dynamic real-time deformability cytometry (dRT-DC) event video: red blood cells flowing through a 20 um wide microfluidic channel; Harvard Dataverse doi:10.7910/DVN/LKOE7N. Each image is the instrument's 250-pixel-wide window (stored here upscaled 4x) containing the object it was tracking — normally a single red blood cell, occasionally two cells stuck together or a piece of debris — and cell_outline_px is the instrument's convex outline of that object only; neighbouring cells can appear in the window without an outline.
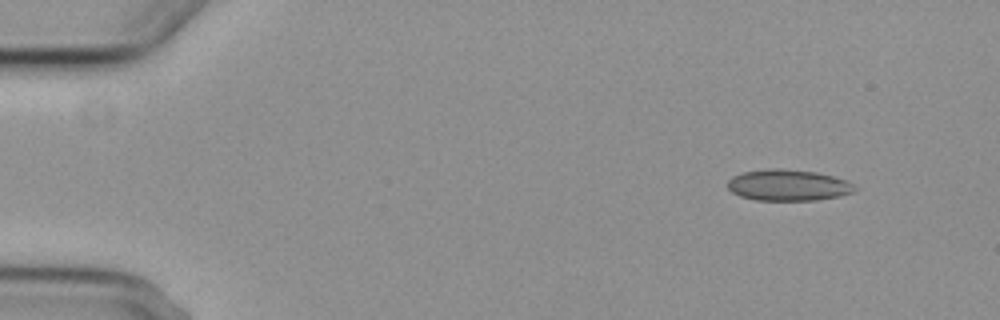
{"species": "common noctule bat (a hibernating species)", "species_latin": "Nyctalus noctula", "temperature_condition": "cold", "stored_images_in_passage": 3, "camera_frame_rate_fps": 3000, "um_per_image_px": 0.085, "animal": {"sex": "female", "body_mass_g": 29.2, "forearm_length_mm": 56.3}, "frame": {"image": 1, "passage_image": 1, "time_ms": 0.0, "image_size_px": [1000, 320], "cell_outline_px": [[860, 188], [852, 192], [840, 196], [816, 200], [756, 200], [740, 196], [732, 192], [728, 188], [728, 180], [732, 176], [744, 172], [772, 168], [776, 168], [816, 172], [848, 180]], "centroid_in_image_um": [67.03, 15.74], "position_along_channel_um": 18.0, "area_um2": 23.18}}